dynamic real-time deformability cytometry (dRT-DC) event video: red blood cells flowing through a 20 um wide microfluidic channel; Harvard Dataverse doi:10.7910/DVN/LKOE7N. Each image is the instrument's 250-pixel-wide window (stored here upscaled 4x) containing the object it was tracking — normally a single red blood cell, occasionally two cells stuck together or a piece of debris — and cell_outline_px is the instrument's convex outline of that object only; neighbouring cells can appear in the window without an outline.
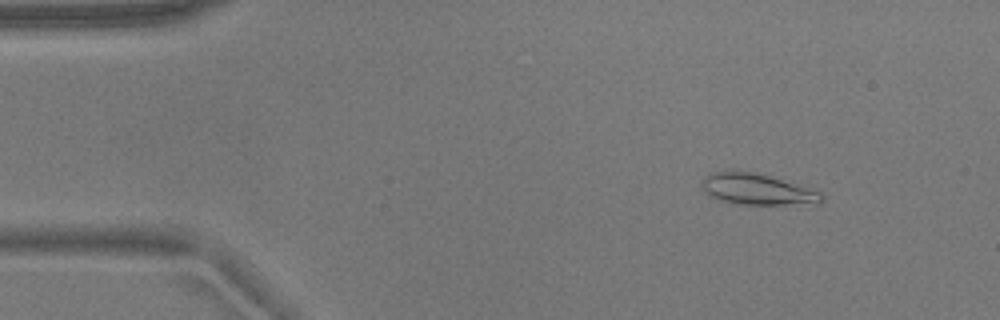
{"species": "common noctule bat (a hibernating species)", "species_latin": "Nyctalus noctula", "temperature_condition": "warm", "stored_images_in_passage": 50, "camera_frame_rate_fps": 3000, "um_per_image_px": 0.085, "animal": {"sex": "male", "body_mass_g": 17.9}, "frame": {"image": 1, "passage_image": 3, "time_ms": 0.667, "image_size_px": [1000, 320], "cell_outline_px": [[824, 200], [820, 204], [736, 204], [720, 200], [708, 196], [700, 184], [704, 176], [708, 172], [732, 168], [736, 168], [756, 172], [820, 192], [824, 196]], "centroid_in_image_um": [64.25, 16.05], "position_along_channel_um": 20.7, "area_um2": 22.25}}
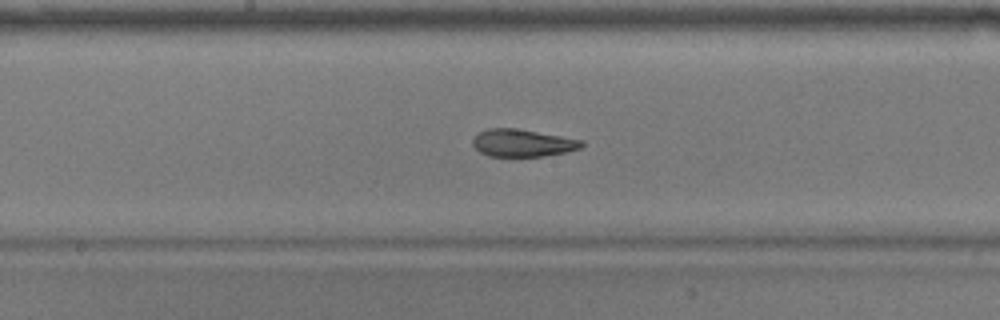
{"frame": {"image": 2, "passage_image": 24, "time_ms": 7.667, "image_size_px": [1000, 320], "cell_outline_px": [[584, 144], [580, 148], [564, 152], [544, 156], [488, 156], [480, 152], [472, 144], [472, 140], [480, 132], [488, 128], [516, 128], [584, 140]], "centroid_in_image_um": [44.42, 12.15], "position_along_channel_um": 203.8, "area_um2": 17.28}}
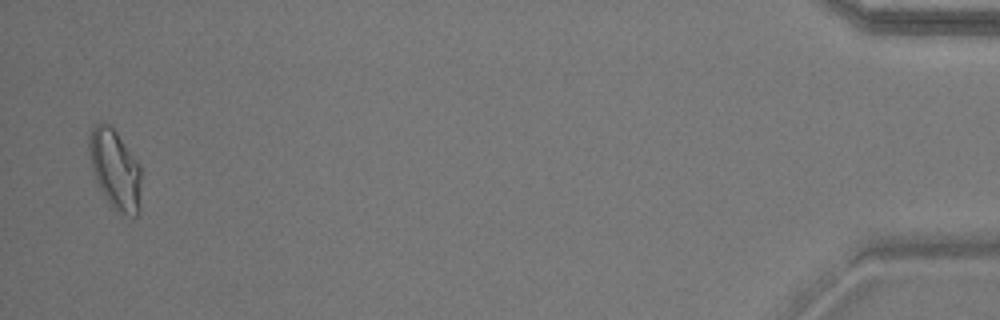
{"frame": {"image": 3, "passage_image": 49, "time_ms": 16.0, "image_size_px": [1000, 320], "cell_outline_px": [[140, 208], [136, 216], [132, 216], [116, 212], [112, 208], [104, 196], [96, 180], [92, 168], [88, 148], [88, 140], [92, 128], [100, 120], [108, 124], [116, 132], [140, 164]], "centroid_in_image_um": [9.78, 14.4], "position_along_channel_um": 425.4, "area_um2": 24.16}, "authors_computed_cell_mechanics": {"area_um2": 19.2474, "velocity_mm_per_s": 3.7263, "shape_relaxation_time_tau1_ms": 4.5446, "shape_relaxation_time_tau2_ms": 1.8779, "deformation_change_tau1": 0.1716, "deformation_change_tau2": 0.0758}}